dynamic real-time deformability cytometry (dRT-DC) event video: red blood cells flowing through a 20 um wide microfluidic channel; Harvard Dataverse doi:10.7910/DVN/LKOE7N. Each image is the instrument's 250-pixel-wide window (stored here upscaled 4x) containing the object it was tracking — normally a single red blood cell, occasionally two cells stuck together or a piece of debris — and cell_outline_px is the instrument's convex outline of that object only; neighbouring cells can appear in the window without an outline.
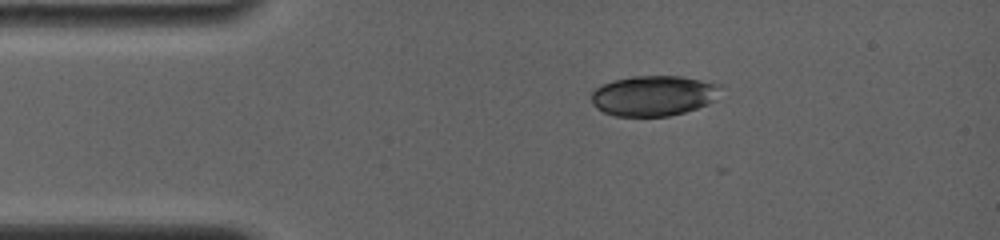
{"species": "common noctule bat (a hibernating species)", "species_latin": "Nyctalus noctula", "temperature_condition": "room temperature", "stored_images_in_passage": 2, "camera_frame_rate_fps": 4000, "um_per_image_px": 0.085, "animal": {"sex": "female", "body_mass_g": 19.0, "forearm_length_mm": 56.7}, "frame": {"image": 1, "passage_image": 1, "time_ms": 0.0, "image_size_px": [1000, 240], "cell_outline_px": [[724, 84], [716, 100], [708, 104], [684, 112], [668, 116], [616, 116], [604, 112], [596, 108], [592, 100], [592, 92], [596, 88], [612, 80], [632, 76], [680, 76]], "centroid_in_image_um": [55.61, 8.12], "position_along_channel_um": 29.4, "area_um2": 30.58}}